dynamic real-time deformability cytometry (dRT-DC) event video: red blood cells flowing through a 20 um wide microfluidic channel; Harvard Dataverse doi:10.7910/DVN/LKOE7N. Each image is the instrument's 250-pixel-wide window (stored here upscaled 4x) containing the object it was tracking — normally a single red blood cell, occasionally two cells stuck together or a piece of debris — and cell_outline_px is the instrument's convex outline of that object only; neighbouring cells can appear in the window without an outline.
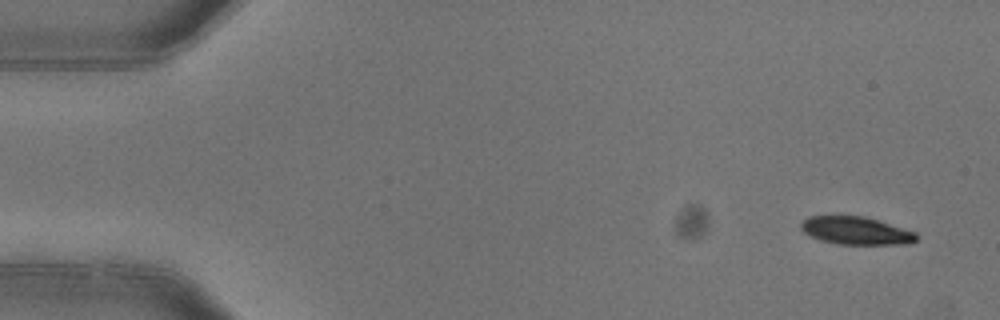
{"species": "common noctule bat (a hibernating species)", "species_latin": "Nyctalus noctula", "temperature_condition": "warm", "stored_images_in_passage": 5, "camera_frame_rate_fps": 3000, "um_per_image_px": 0.085, "animal": {"sex": "female"}, "frame": {"image": 1, "passage_image": 1, "time_ms": 0.0, "image_size_px": [1000, 320], "cell_outline_px": [[916, 240], [908, 244], [836, 244], [820, 240], [804, 232], [800, 228], [800, 224], [808, 216], [864, 216], [916, 232]], "centroid_in_image_um": [72.74, 19.61], "position_along_channel_um": 12.3, "area_um2": 18.55}}
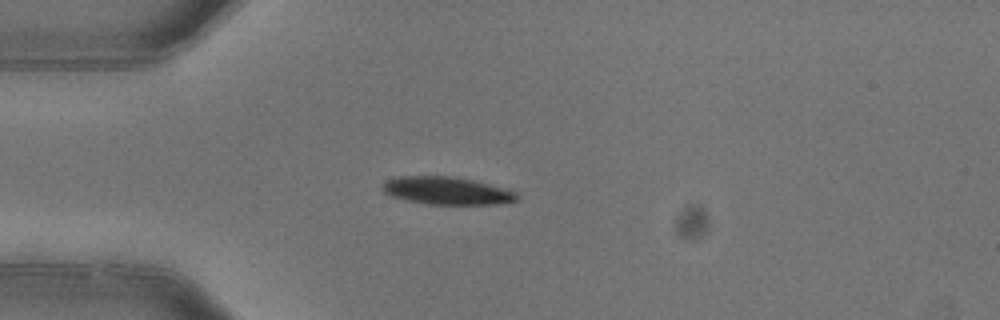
{"frame": {"image": 2, "passage_image": 4, "time_ms": 1.0, "image_size_px": [1000, 320], "cell_outline_px": [[520, 196], [516, 200], [508, 204], [428, 204], [404, 200], [392, 196], [384, 192], [384, 184], [388, 180], [400, 176], [456, 176], [472, 180], [516, 192]], "centroid_in_image_um": [38.01, 16.22], "position_along_channel_um": 47.0, "area_um2": 21.5}}